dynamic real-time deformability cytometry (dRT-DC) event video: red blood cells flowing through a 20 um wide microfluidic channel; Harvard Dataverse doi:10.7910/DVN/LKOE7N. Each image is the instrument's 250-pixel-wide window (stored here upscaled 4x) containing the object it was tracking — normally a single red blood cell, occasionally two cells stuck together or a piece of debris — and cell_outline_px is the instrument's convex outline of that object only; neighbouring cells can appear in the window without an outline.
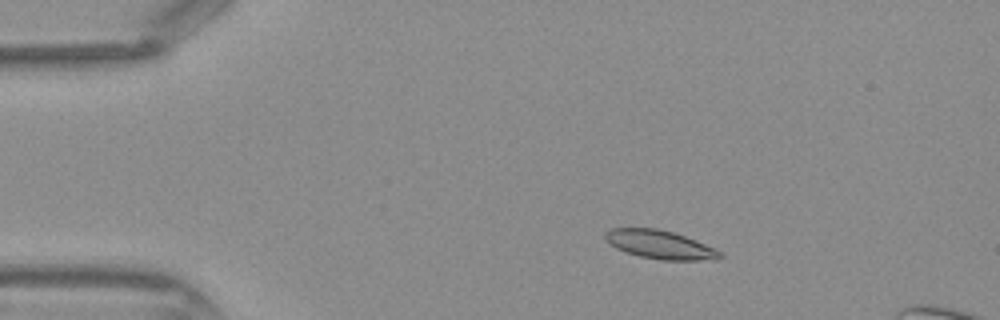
{"species": "Egyptian fruit bat (a non-hibernating species)", "species_latin": "Rousettus aegyptiacus", "temperature_condition": "warm", "stored_images_in_passage": 44, "segment_of_instrument_passage": [1, 2], "camera_frame_rate_fps": 3000, "um_per_image_px": 0.085, "frame": {"image": 1, "passage_image": 7, "time_ms": 2.0, "image_size_px": [1000, 320], "cell_outline_px": [[724, 256], [716, 260], [660, 260], [640, 256], [624, 252], [616, 248], [604, 236], [604, 232], [612, 228], [656, 228], [672, 232], [684, 236], [716, 248]], "centroid_in_image_um": [56.12, 20.8], "position_along_channel_um": 28.9, "area_um2": 19.02}}
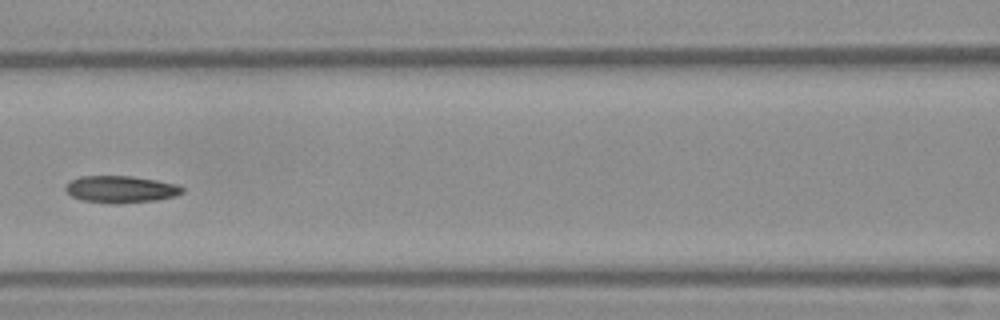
{"frame": {"image": 2, "passage_image": 19, "time_ms": 6.0, "image_size_px": [1000, 320], "cell_outline_px": [[184, 192], [176, 196], [156, 200], [116, 204], [108, 204], [80, 200], [72, 196], [64, 188], [64, 184], [68, 180], [80, 176], [132, 176], [156, 180], [176, 184], [184, 188]], "centroid_in_image_um": [10.22, 16.09], "position_along_channel_um": 156.4, "area_um2": 18.67}}
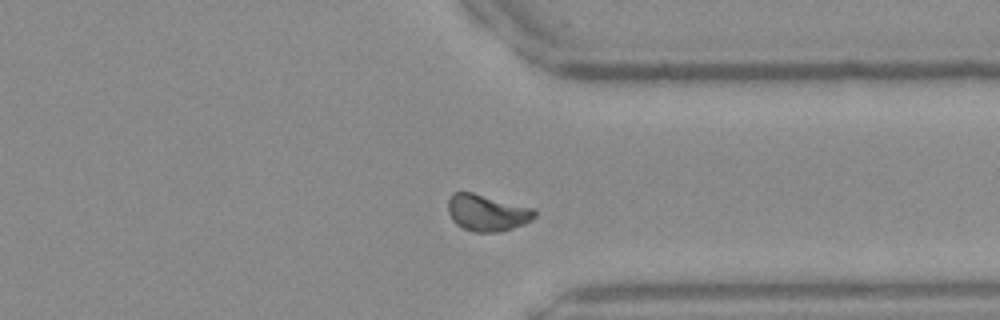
{"frame": {"image": 3, "passage_image": 33, "time_ms": 10.667, "image_size_px": [1000, 320], "cell_outline_px": [[536, 216], [532, 220], [524, 224], [500, 232], [476, 232], [464, 228], [456, 224], [452, 220], [448, 212], [448, 196], [452, 192], [472, 192], [536, 208]], "centroid_in_image_um": [41.41, 18.07], "position_along_channel_um": 370.0, "area_um2": 18.73}}